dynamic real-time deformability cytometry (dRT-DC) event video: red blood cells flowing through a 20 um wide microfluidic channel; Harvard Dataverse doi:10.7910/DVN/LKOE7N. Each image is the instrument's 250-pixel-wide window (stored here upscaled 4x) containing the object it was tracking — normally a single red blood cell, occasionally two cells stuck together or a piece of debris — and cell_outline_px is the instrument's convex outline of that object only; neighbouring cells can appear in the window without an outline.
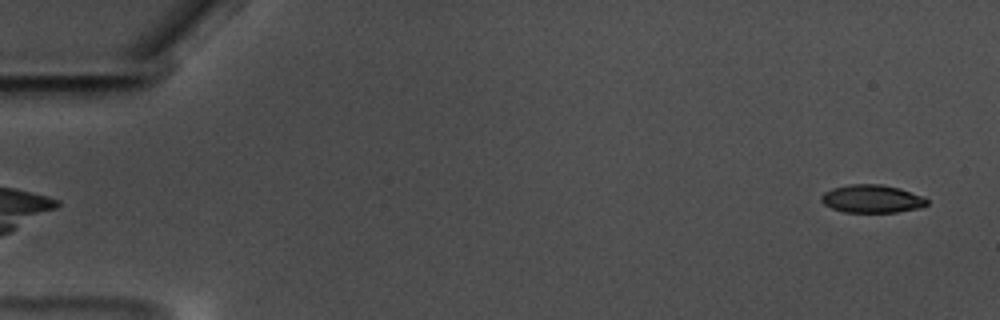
{"species": "common noctule bat (a hibernating species)", "species_latin": "Nyctalus noctula", "temperature_condition": "warm", "stored_images_in_passage": 59, "camera_frame_rate_fps": 3000, "um_per_image_px": 0.085, "animal": {"sex": "male", "body_mass_g": 17.5, "forearm_length_mm": 52.3}, "frame": {"image": 1, "passage_image": 2, "time_ms": 0.333, "image_size_px": [1000, 320], "cell_outline_px": [[928, 204], [916, 208], [896, 212], [844, 212], [832, 208], [824, 204], [820, 200], [820, 196], [824, 192], [832, 188], [848, 184], [880, 184], [900, 188], [924, 196], [928, 200]], "centroid_in_image_um": [74.09, 16.89], "position_along_channel_um": 10.9, "area_um2": 17.28}}
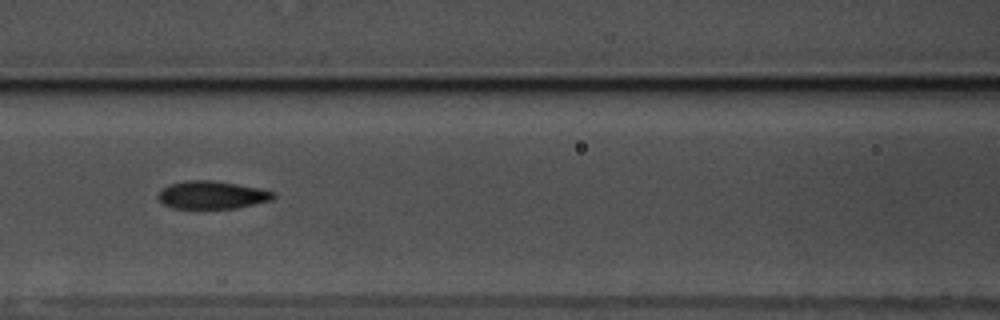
{"frame": {"image": 2, "passage_image": 26, "time_ms": 8.333, "image_size_px": [1000, 320], "cell_outline_px": [[276, 196], [272, 200], [236, 208], [172, 208], [164, 204], [160, 200], [160, 192], [168, 184], [188, 180], [212, 180], [260, 188], [276, 192]], "centroid_in_image_um": [18.07, 16.57], "position_along_channel_um": 148.5, "area_um2": 18.55}}
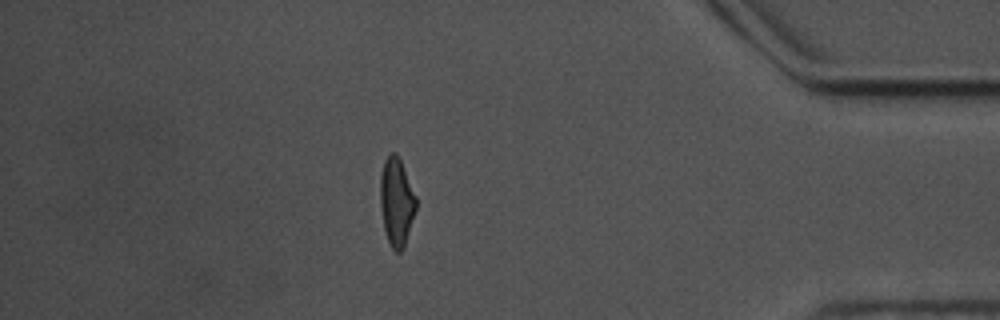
{"frame": {"image": 3, "passage_image": 51, "time_ms": 16.667, "image_size_px": [1000, 320], "cell_outline_px": [[416, 208], [404, 248], [400, 252], [396, 252], [392, 248], [384, 232], [380, 208], [380, 176], [384, 160], [392, 152], [396, 152], [400, 160], [416, 196]], "centroid_in_image_um": [33.68, 17.17], "position_along_channel_um": 401.5, "area_um2": 18.38}, "authors_computed_cell_mechanics": {"area_um2": 18.4382, "velocity_mm_per_s": 3.4833, "shape_relaxation_time_tau1_ms": 2.9939, "shape_relaxation_time_tau2_ms": 1.6238, "deformation_change_tau1": 0.1431, "deformation_change_tau2": 0.0829}}